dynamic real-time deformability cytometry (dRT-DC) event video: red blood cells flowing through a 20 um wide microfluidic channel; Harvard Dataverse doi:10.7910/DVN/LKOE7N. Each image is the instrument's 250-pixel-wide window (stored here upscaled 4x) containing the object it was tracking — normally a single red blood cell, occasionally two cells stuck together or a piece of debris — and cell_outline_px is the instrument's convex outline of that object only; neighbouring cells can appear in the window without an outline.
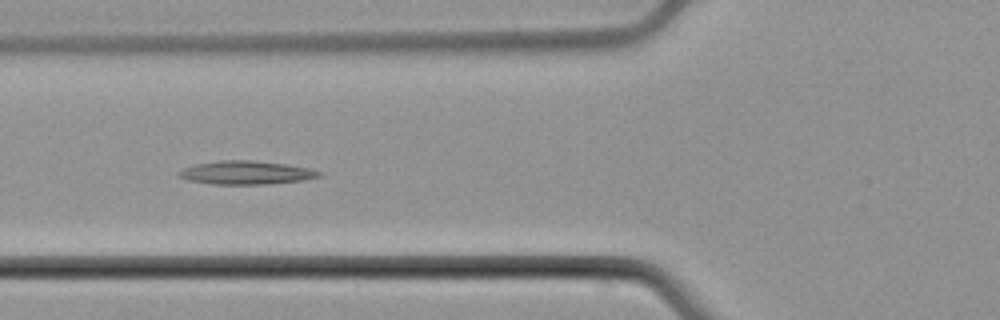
{"species": "common noctule bat (a hibernating species)", "species_latin": "Nyctalus noctula", "temperature_condition": "cold", "stored_images_in_passage": 8, "camera_frame_rate_fps": 3000, "um_per_image_px": 0.085, "animal": {"sex": "male", "body_mass_g": 21.5, "forearm_length_mm": 52.0}, "frame": {"image": 1, "passage_image": 6, "time_ms": 6.667, "image_size_px": [1000, 320], "cell_outline_px": [[324, 172], [320, 176], [304, 180], [264, 184], [212, 184], [188, 180], [176, 176], [184, 168], [196, 164], [220, 160], [252, 160], [284, 164], [308, 168]], "centroid_in_image_um": [20.92, 14.67], "position_along_channel_um": 104.9, "area_um2": 19.02}}
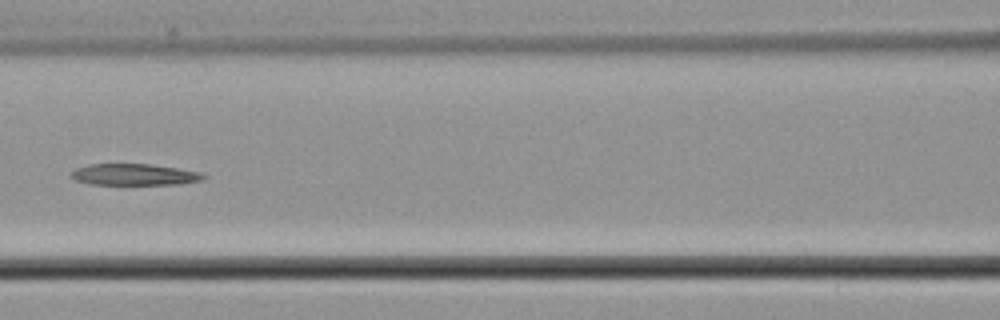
{"frame": {"image": 2, "passage_image": 7, "time_ms": 8.0, "image_size_px": [1000, 320], "cell_outline_px": [[208, 176], [200, 180], [180, 184], [88, 184], [76, 180], [72, 176], [72, 172], [76, 168], [88, 164], [148, 164], [204, 172]], "centroid_in_image_um": [11.45, 14.83], "position_along_channel_um": 155.1, "area_um2": 16.42}}
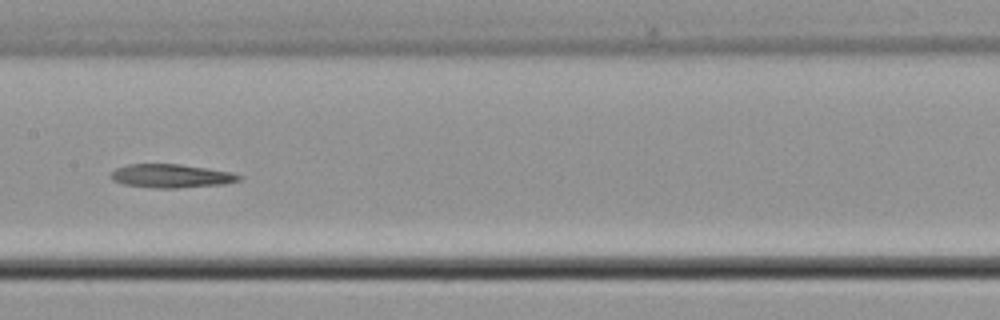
{"frame": {"image": 3, "passage_image": 8, "time_ms": 9.0, "image_size_px": [1000, 320], "cell_outline_px": [[244, 180], [224, 184], [176, 188], [156, 188], [124, 184], [112, 180], [112, 172], [116, 168], [128, 164], [180, 164], [232, 172], [244, 176]], "centroid_in_image_um": [14.62, 14.95], "position_along_channel_um": 192.8, "area_um2": 17.63}}